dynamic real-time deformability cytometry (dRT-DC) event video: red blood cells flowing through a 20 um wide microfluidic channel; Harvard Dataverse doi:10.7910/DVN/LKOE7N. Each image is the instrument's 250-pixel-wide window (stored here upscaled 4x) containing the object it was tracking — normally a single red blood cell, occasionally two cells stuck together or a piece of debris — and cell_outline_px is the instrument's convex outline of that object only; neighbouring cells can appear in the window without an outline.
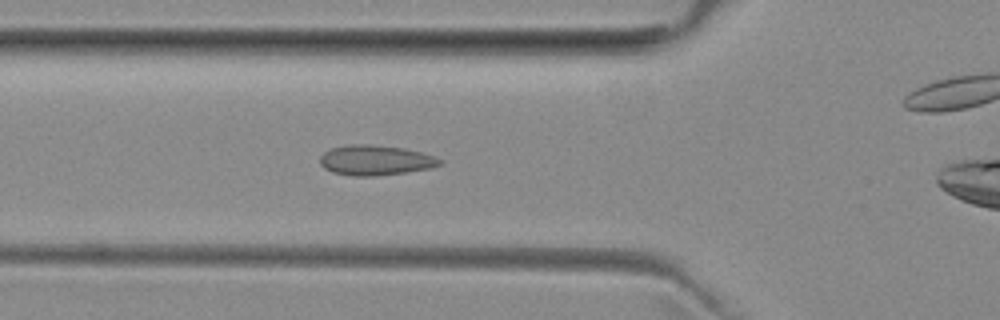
{"species": "common noctule bat (a hibernating species)", "species_latin": "Nyctalus noctula", "temperature_condition": "room temperature", "stored_images_in_passage": 43, "camera_frame_rate_fps": 3000, "um_per_image_px": 0.085, "animal": {"sex": "female", "body_mass_g": 29.2, "forearm_length_mm": 56.3}, "frame": {"image": 1, "passage_image": 13, "time_ms": 4.0, "image_size_px": [1000, 320], "cell_outline_px": [[444, 164], [432, 168], [408, 172], [376, 176], [352, 176], [332, 172], [324, 168], [320, 164], [320, 156], [328, 148], [348, 144], [372, 144], [404, 148], [420, 152], [444, 160]], "centroid_in_image_um": [31.91, 13.62], "position_along_channel_um": 93.9, "area_um2": 21.39}}
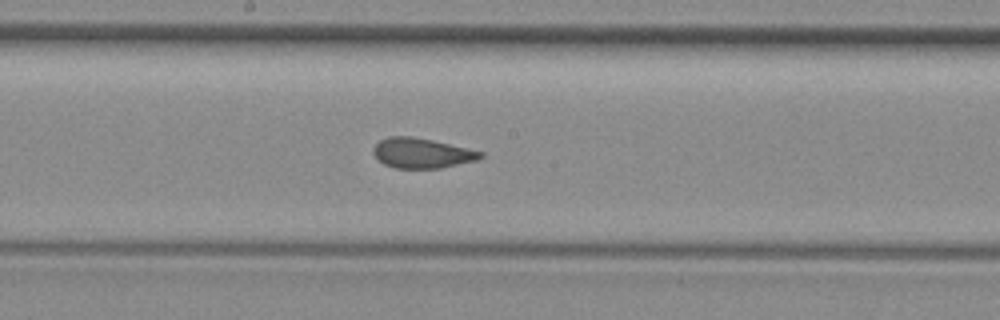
{"frame": {"image": 2, "passage_image": 22, "time_ms": 7.0, "image_size_px": [1000, 320], "cell_outline_px": [[484, 156], [476, 160], [440, 168], [396, 168], [384, 164], [372, 152], [372, 148], [380, 140], [388, 136], [412, 136], [432, 140], [484, 152]], "centroid_in_image_um": [35.84, 13.01], "position_along_channel_um": 212.4, "area_um2": 18.61}}
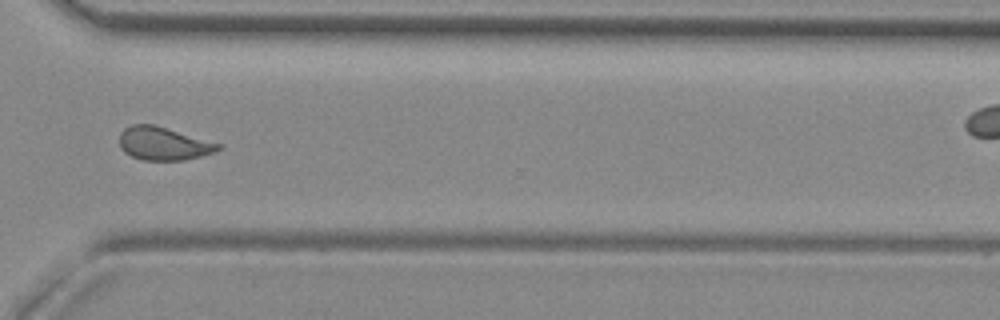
{"frame": {"image": 3, "passage_image": 33, "time_ms": 10.667, "image_size_px": [1000, 320], "cell_outline_px": [[224, 148], [216, 152], [184, 160], [144, 160], [132, 156], [124, 152], [120, 148], [120, 132], [124, 128], [132, 124], [152, 124], [224, 144]], "centroid_in_image_um": [13.94, 12.2], "position_along_channel_um": 356.7, "area_um2": 19.25}, "authors_computed_cell_mechanics": {"area_um2": 19.4208, "velocity_mm_per_s": 3.9308, "shape_relaxation_time_tau1_ms": 10.2254, "shape_relaxation_time_tau2_ms": 1.1346, "deformation_change_tau1": 0.1819, "deformation_change_tau2": 0.0523}}